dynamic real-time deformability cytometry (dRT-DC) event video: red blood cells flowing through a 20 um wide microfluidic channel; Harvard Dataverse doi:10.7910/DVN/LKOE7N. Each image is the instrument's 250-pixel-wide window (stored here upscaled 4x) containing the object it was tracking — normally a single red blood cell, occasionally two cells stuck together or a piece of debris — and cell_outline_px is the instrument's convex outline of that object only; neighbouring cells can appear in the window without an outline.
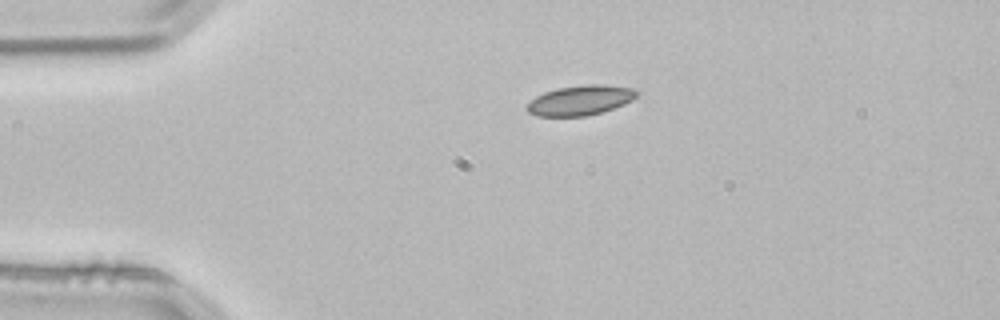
{"species": "common noctule bat (a hibernating species)", "species_latin": "Nyctalus noctula", "temperature_condition": "room temperature", "stored_images_in_passage": 2, "camera_frame_rate_fps": 3000, "um_per_image_px": 0.085, "animal": {"sex": "male", "body_mass_g": 21.5, "forearm_length_mm": 52.0}, "frame": {"image": 1, "passage_image": 1, "time_ms": 0.0, "image_size_px": [1000, 320], "cell_outline_px": [[640, 92], [632, 100], [624, 104], [600, 112], [584, 116], [536, 116], [528, 112], [528, 104], [536, 96], [544, 92], [556, 88], [584, 84], [608, 84], [632, 88]], "centroid_in_image_um": [49.34, 8.5], "position_along_channel_um": 35.7, "area_um2": 19.07}}